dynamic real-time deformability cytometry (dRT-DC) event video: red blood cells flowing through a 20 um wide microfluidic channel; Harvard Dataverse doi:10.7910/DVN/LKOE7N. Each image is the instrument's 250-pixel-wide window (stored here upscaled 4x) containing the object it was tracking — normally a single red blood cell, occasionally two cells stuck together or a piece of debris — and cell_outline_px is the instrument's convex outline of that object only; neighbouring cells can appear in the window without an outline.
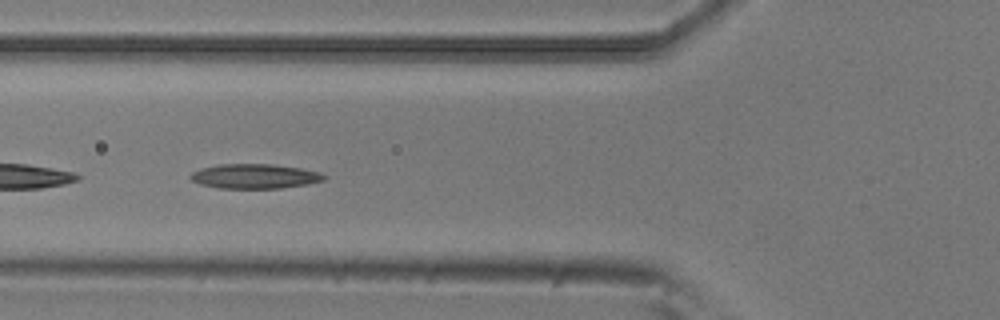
{"species": "common noctule bat (a hibernating species)", "species_latin": "Nyctalus noctula", "temperature_condition": "room temperature", "stored_images_in_passage": 29, "camera_frame_rate_fps": 3000, "um_per_image_px": 0.085, "animal": {"sex": "male", "body_mass_g": 20.5, "forearm_length_mm": 52.5}, "frame": {"image": 1, "passage_image": 8, "time_ms": 2.333, "image_size_px": [1000, 320], "cell_outline_px": [[328, 176], [324, 180], [308, 184], [280, 188], [220, 188], [200, 184], [192, 180], [188, 176], [192, 172], [200, 168], [220, 164], [272, 164], [300, 168], [320, 172]], "centroid_in_image_um": [21.65, 14.98], "position_along_channel_um": 104.1, "area_um2": 19.19}}
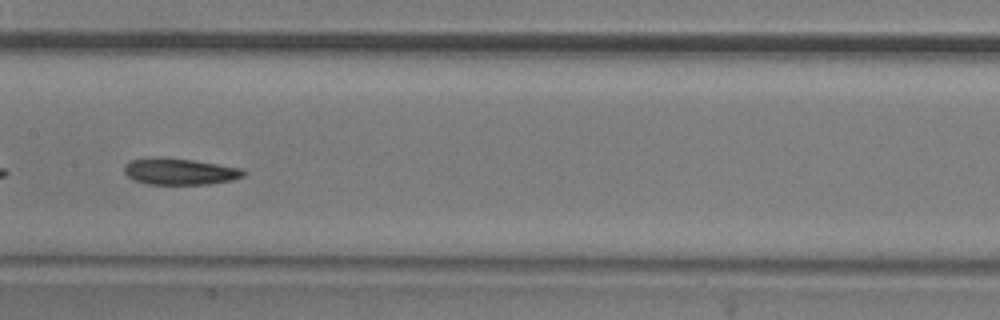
{"frame": {"image": 2, "passage_image": 15, "time_ms": 4.667, "image_size_px": [1000, 320], "cell_outline_px": [[248, 172], [244, 176], [232, 180], [208, 184], [148, 184], [136, 180], [128, 176], [124, 172], [124, 164], [132, 160], [148, 156], [152, 156], [192, 160], [244, 168]], "centroid_in_image_um": [15.3, 14.56], "position_along_channel_um": 192.1, "area_um2": 18.55}}
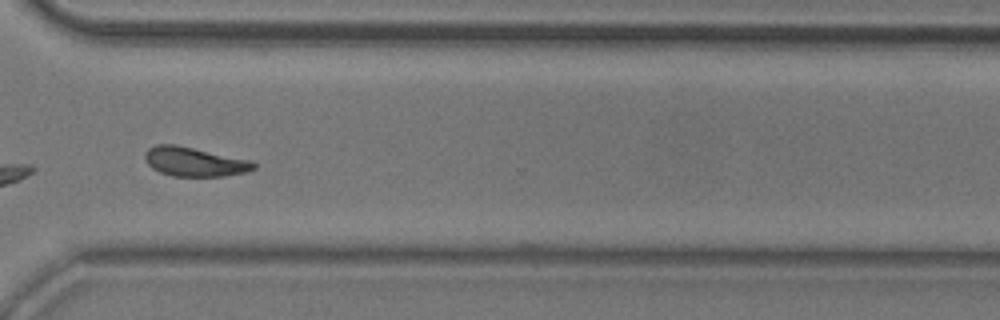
{"frame": {"image": 3, "passage_image": 28, "time_ms": 9.0, "image_size_px": [1000, 320], "cell_outline_px": [[256, 168], [244, 172], [224, 176], [172, 176], [160, 172], [152, 168], [144, 160], [144, 152], [148, 148], [156, 144], [176, 144], [248, 160], [256, 164]], "centroid_in_image_um": [16.45, 13.74], "position_along_channel_um": 354.1, "area_um2": 18.38}}